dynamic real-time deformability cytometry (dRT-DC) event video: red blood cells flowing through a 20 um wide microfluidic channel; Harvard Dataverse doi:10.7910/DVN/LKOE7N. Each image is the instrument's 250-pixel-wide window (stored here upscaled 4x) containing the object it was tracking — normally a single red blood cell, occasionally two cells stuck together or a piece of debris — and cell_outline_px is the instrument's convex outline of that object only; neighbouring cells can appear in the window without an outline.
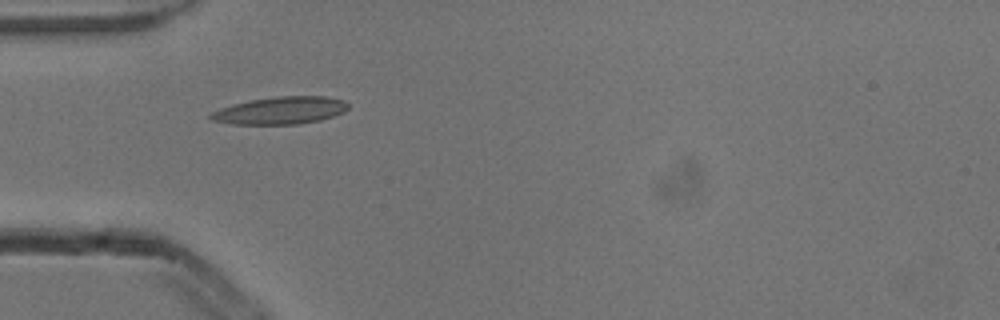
{"species": "common noctule bat (a hibernating species)", "species_latin": "Nyctalus noctula", "temperature_condition": "cold", "stored_images_in_passage": 6, "camera_frame_rate_fps": 3000, "um_per_image_px": 0.085, "animal": {"sex": "male", "body_mass_g": 13.3}, "frame": {"image": 1, "passage_image": 5, "time_ms": 1.333, "image_size_px": [1000, 320], "cell_outline_px": [[348, 108], [344, 112], [320, 120], [300, 124], [232, 124], [212, 120], [208, 116], [212, 112], [220, 108], [232, 104], [252, 100], [276, 96], [328, 96], [344, 100], [348, 104]], "centroid_in_image_um": [23.85, 9.39], "position_along_channel_um": 61.1, "area_um2": 21.96}}
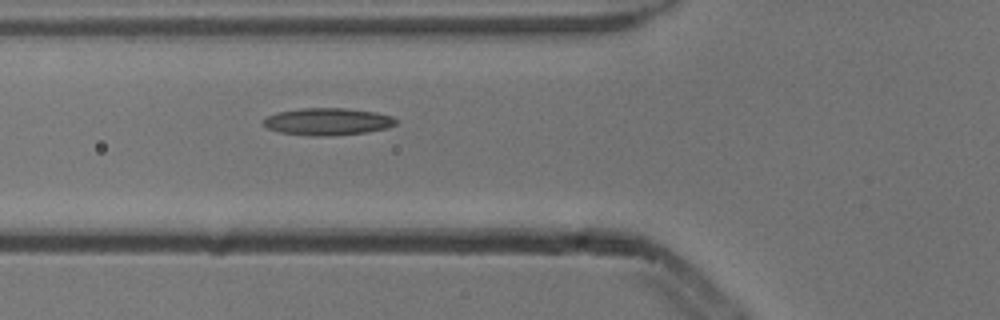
{"frame": {"image": 2, "passage_image": 6, "time_ms": 1.667, "image_size_px": [1000, 320], "cell_outline_px": [[396, 124], [388, 128], [368, 132], [328, 136], [312, 136], [280, 132], [268, 128], [260, 124], [268, 116], [276, 112], [300, 108], [348, 108], [376, 112], [392, 116], [396, 120]], "centroid_in_image_um": [27.85, 10.33], "position_along_channel_um": 98.0, "area_um2": 21.15}}